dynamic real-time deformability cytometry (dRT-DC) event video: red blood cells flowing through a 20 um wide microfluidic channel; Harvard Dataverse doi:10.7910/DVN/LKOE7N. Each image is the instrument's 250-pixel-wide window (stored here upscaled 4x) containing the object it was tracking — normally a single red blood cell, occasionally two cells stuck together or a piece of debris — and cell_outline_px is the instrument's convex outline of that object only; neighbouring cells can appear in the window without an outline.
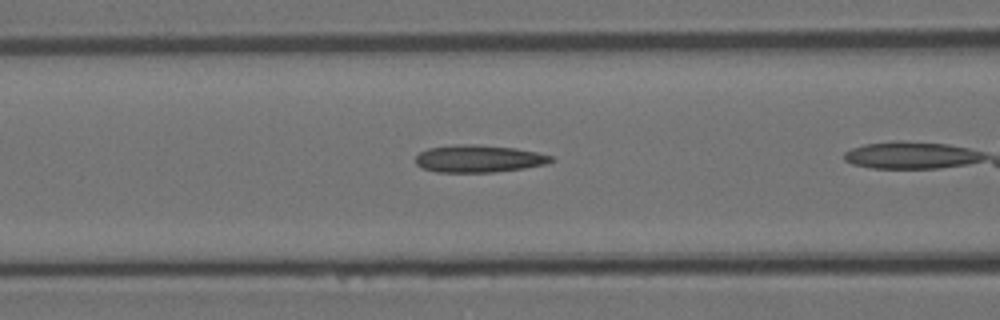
{"species": "Egyptian fruit bat (a non-hibernating species)", "species_latin": "Rousettus aegyptiacus", "temperature_condition": "room temperature", "stored_images_in_passage": 15, "camera_frame_rate_fps": 3000, "um_per_image_px": 0.085, "animal": {"sex": "female"}, "frame": {"image": 1, "passage_image": 5, "time_ms": 1.333, "image_size_px": [1000, 320], "cell_outline_px": [[556, 160], [544, 164], [524, 168], [492, 172], [436, 172], [424, 168], [416, 164], [416, 156], [420, 152], [428, 148], [456, 144], [476, 144], [516, 148], [536, 152], [552, 156]], "centroid_in_image_um": [40.69, 13.48], "position_along_channel_um": 125.9, "area_um2": 21.56}}
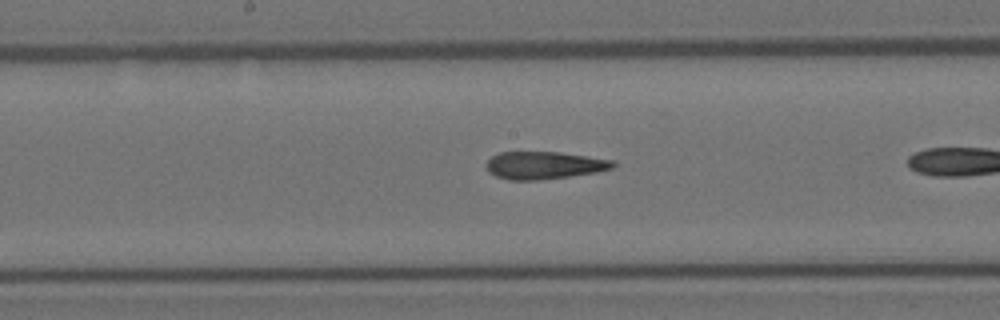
{"frame": {"image": 2, "passage_image": 11, "time_ms": 3.333, "image_size_px": [1000, 320], "cell_outline_px": [[616, 164], [612, 168], [596, 172], [568, 176], [536, 180], [508, 180], [496, 176], [488, 172], [484, 164], [492, 156], [500, 152], [560, 152], [616, 160]], "centroid_in_image_um": [46.24, 14.04], "position_along_channel_um": 202.0, "area_um2": 20.4}}